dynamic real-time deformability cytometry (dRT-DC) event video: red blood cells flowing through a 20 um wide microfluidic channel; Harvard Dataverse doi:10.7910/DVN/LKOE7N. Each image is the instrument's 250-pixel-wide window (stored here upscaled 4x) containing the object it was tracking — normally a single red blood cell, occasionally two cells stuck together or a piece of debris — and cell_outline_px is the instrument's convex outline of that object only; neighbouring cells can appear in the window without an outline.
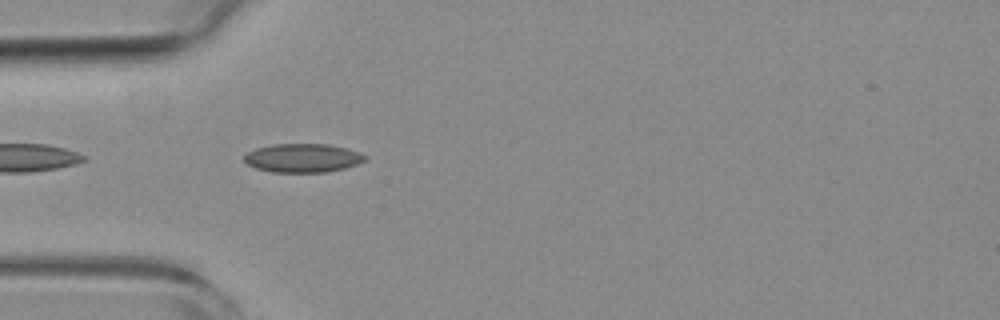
{"species": "common noctule bat (a hibernating species)", "species_latin": "Nyctalus noctula", "temperature_condition": "room temperature", "stored_images_in_passage": 40, "camera_frame_rate_fps": 3000, "um_per_image_px": 0.085, "animal": {"sex": "female", "body_mass_g": 19.3, "forearm_length_mm": 54.1}, "frame": {"image": 1, "passage_image": 2, "time_ms": 0.333, "image_size_px": [1000, 320], "cell_outline_px": [[368, 160], [344, 168], [328, 172], [272, 172], [256, 168], [248, 164], [244, 160], [244, 156], [248, 152], [256, 148], [272, 144], [328, 144], [360, 152], [368, 156]], "centroid_in_image_um": [25.76, 13.43], "position_along_channel_um": 59.2, "area_um2": 20.23}}
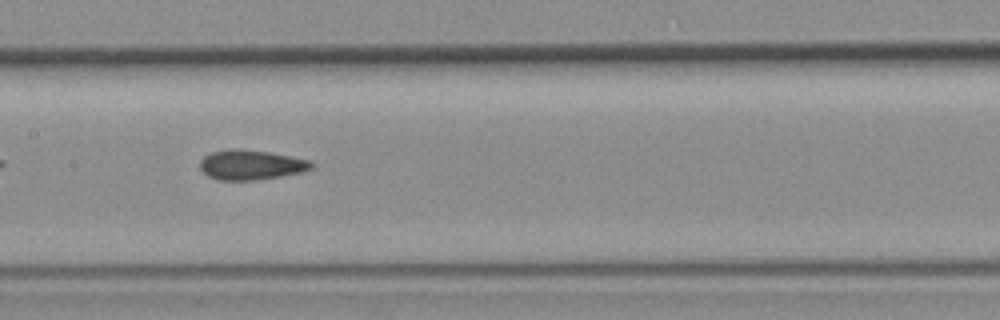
{"frame": {"image": 2, "passage_image": 12, "time_ms": 3.667, "image_size_px": [1000, 320], "cell_outline_px": [[316, 164], [312, 168], [304, 172], [256, 180], [216, 180], [208, 176], [200, 168], [200, 160], [204, 156], [212, 152], [232, 148], [268, 152], [308, 160]], "centroid_in_image_um": [21.32, 14.02], "position_along_channel_um": 186.1, "area_um2": 19.31}}
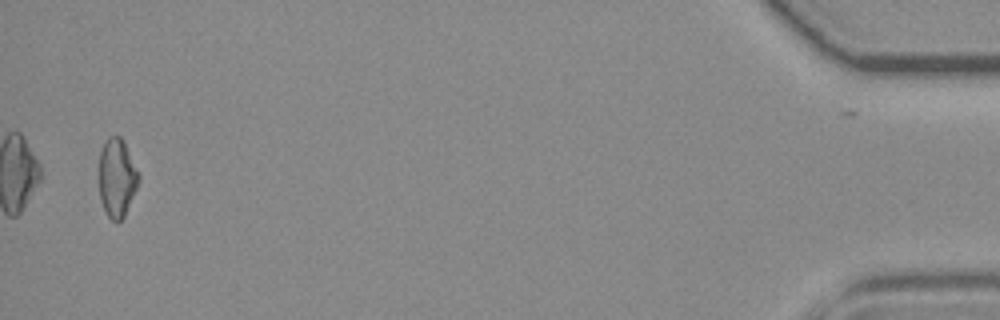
{"frame": {"image": 3, "passage_image": 38, "time_ms": 12.333, "image_size_px": [1000, 320], "cell_outline_px": [[140, 180], [124, 216], [120, 220], [112, 220], [108, 216], [100, 200], [100, 152], [104, 140], [108, 136], [120, 136], [124, 140], [140, 172]], "centroid_in_image_um": [9.96, 15.05], "position_along_channel_um": 425.2, "area_um2": 18.21}, "authors_computed_cell_mechanics": {"area_um2": 18.9295, "velocity_mm_per_s": 3.8516, "shape_relaxation_time_tau1_ms": null, "shape_relaxation_time_tau2_ms": 2.1603, "deformation_change_tau1": null, "deformation_change_tau2": 0.0709}}